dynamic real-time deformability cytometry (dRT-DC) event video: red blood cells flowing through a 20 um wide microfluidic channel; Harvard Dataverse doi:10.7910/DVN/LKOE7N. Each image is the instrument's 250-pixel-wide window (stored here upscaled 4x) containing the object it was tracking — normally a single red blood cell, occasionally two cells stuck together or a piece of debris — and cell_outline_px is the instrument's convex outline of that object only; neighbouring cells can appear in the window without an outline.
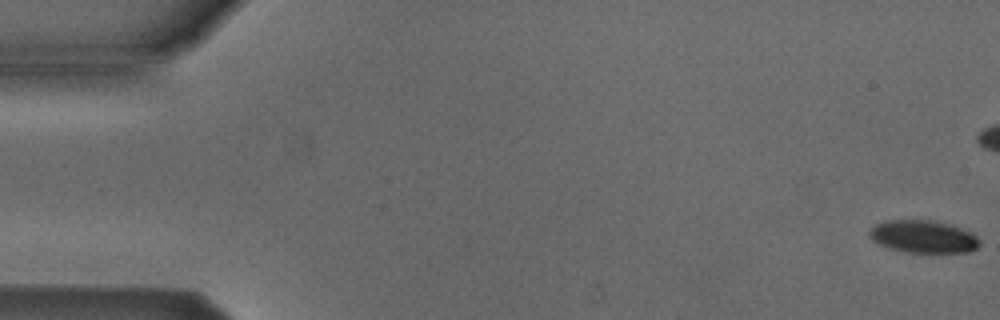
{"species": "Egyptian fruit bat (a non-hibernating species)", "species_latin": "Rousettus aegyptiacus", "temperature_condition": "cold", "stored_images_in_passage": 16, "camera_frame_rate_fps": 3000, "um_per_image_px": 0.085, "animal": {"sex": "male"}, "frame": {"image": 1, "passage_image": 1, "time_ms": 0.0, "image_size_px": [1000, 320], "cell_outline_px": [[980, 244], [976, 248], [968, 252], [904, 252], [880, 244], [872, 240], [868, 236], [868, 232], [876, 224], [888, 220], [928, 220], [948, 224], [960, 228], [976, 236], [980, 240]], "centroid_in_image_um": [78.46, 20.11], "position_along_channel_um": 6.5, "area_um2": 20.58}}